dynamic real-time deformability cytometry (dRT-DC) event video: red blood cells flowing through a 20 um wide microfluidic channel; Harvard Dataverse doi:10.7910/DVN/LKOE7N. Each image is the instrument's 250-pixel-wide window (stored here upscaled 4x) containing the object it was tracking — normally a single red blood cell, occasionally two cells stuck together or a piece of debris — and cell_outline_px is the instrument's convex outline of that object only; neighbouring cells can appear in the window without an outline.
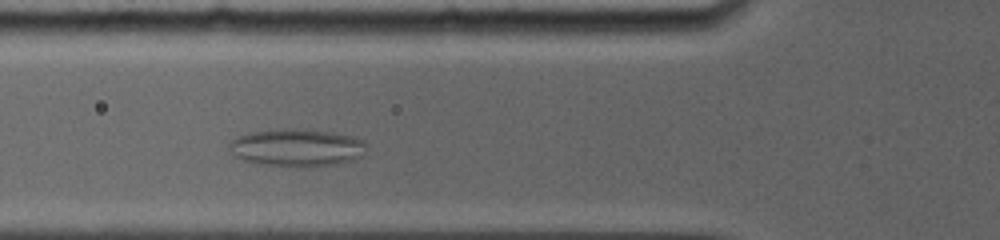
{"species": "common noctule bat (a hibernating species)", "species_latin": "Nyctalus noctula", "temperature_condition": "room temperature", "stored_images_in_passage": 38, "camera_frame_rate_fps": 5000, "um_per_image_px": 0.085, "animal": {"sex": "female", "body_mass_g": 19.0, "forearm_length_mm": 56.7}, "frame": {"image": 1, "passage_image": 9, "time_ms": 2.8, "image_size_px": [1000, 240], "cell_outline_px": [[364, 144], [360, 156], [352, 160], [336, 164], [304, 168], [300, 168], [260, 164], [240, 160], [236, 156], [232, 144], [232, 140], [240, 136], [252, 132], [280, 128], [308, 128], [348, 136], [360, 140]], "centroid_in_image_um": [25.21, 12.56], "position_along_channel_um": 100.6, "area_um2": 29.71}}
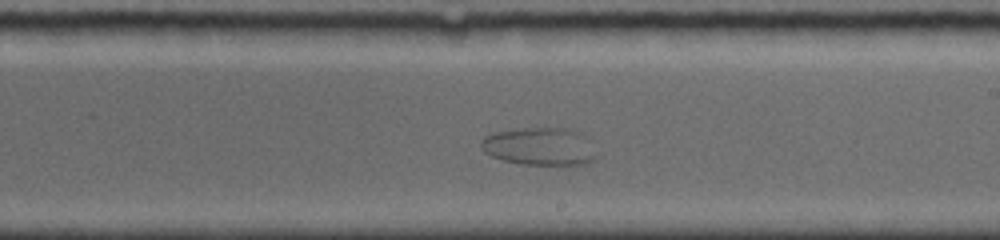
{"frame": {"image": 2, "passage_image": 20, "time_ms": 6.8, "image_size_px": [1000, 240], "cell_outline_px": [[592, 160], [588, 164], [568, 168], [520, 164], [504, 160], [492, 156], [484, 152], [480, 144], [484, 136], [496, 132], [524, 128], [568, 128], [572, 132], [592, 156]], "centroid_in_image_um": [45.7, 12.53], "position_along_channel_um": 243.3, "area_um2": 24.62}}
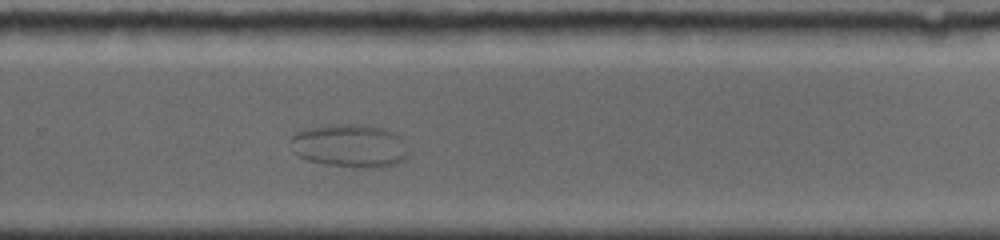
{"frame": {"image": 3, "passage_image": 25, "time_ms": 8.4, "image_size_px": [1000, 240], "cell_outline_px": [[404, 156], [396, 164], [380, 168], [360, 168], [324, 164], [308, 160], [300, 156], [296, 152], [288, 140], [296, 132], [304, 128], [328, 124], [364, 124], [380, 128], [392, 132], [396, 136]], "centroid_in_image_um": [29.58, 12.38], "position_along_channel_um": 300.2, "area_um2": 29.02}}